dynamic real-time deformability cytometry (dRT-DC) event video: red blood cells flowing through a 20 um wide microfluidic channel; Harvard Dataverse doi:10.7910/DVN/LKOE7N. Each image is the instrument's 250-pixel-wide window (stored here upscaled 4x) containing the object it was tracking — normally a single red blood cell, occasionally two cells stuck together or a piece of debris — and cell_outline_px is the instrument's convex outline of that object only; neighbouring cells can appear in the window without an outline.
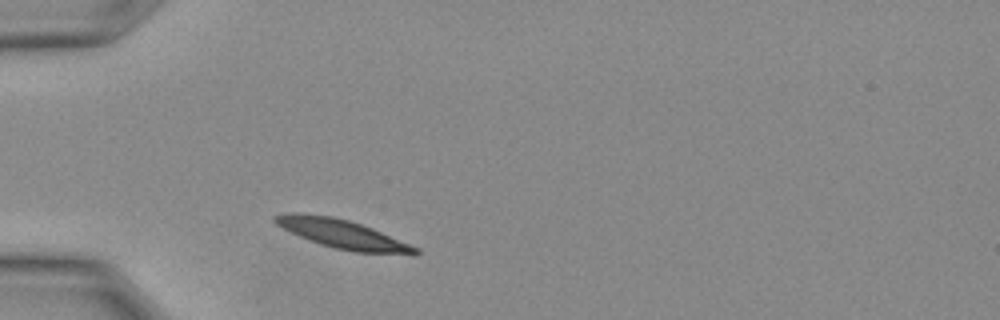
{"species": "Egyptian fruit bat (a non-hibernating species)", "species_latin": "Rousettus aegyptiacus", "temperature_condition": "warm", "stored_images_in_passage": 5, "camera_frame_rate_fps": 3000, "um_per_image_px": 0.085, "animal": {"sex": "female"}, "frame": {"image": 1, "passage_image": 1, "time_ms": 0.0, "image_size_px": [1000, 320], "cell_outline_px": [[420, 252], [416, 256], [412, 256], [352, 252], [320, 244], [300, 236], [276, 224], [272, 220], [272, 216], [284, 212], [304, 212], [332, 216], [348, 220], [372, 228], [420, 248]], "centroid_in_image_um": [29.17, 19.91], "position_along_channel_um": 55.8, "area_um2": 24.1}}
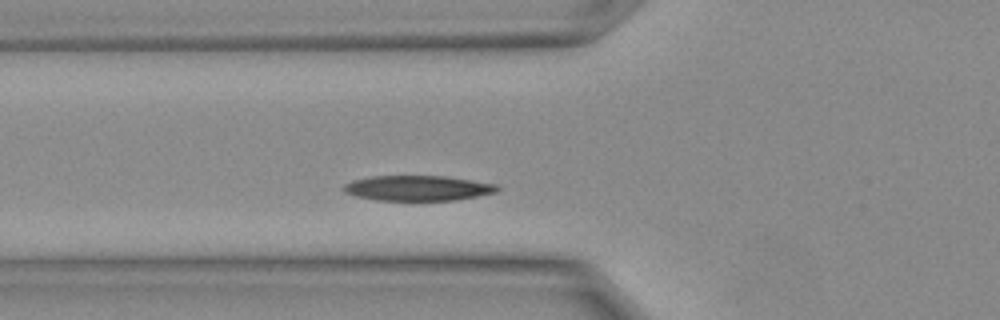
{"frame": {"image": 2, "passage_image": 3, "time_ms": 0.667, "image_size_px": [1000, 320], "cell_outline_px": [[500, 188], [496, 192], [456, 200], [376, 200], [356, 196], [344, 192], [340, 188], [344, 184], [352, 180], [372, 176], [444, 176], [496, 184]], "centroid_in_image_um": [35.46, 15.99], "position_along_channel_um": 90.3, "area_um2": 22.48}}